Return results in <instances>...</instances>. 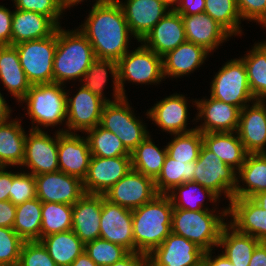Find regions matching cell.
Returning <instances> with one entry per match:
<instances>
[{
	"instance_id": "cell-23",
	"label": "cell",
	"mask_w": 266,
	"mask_h": 266,
	"mask_svg": "<svg viewBox=\"0 0 266 266\" xmlns=\"http://www.w3.org/2000/svg\"><path fill=\"white\" fill-rule=\"evenodd\" d=\"M227 209L229 216L233 217L230 222L232 227L266 242V210L252 198H232Z\"/></svg>"
},
{
	"instance_id": "cell-3",
	"label": "cell",
	"mask_w": 266,
	"mask_h": 266,
	"mask_svg": "<svg viewBox=\"0 0 266 266\" xmlns=\"http://www.w3.org/2000/svg\"><path fill=\"white\" fill-rule=\"evenodd\" d=\"M96 59L91 43L79 30L66 31L57 27V46L53 60V82L81 81Z\"/></svg>"
},
{
	"instance_id": "cell-20",
	"label": "cell",
	"mask_w": 266,
	"mask_h": 266,
	"mask_svg": "<svg viewBox=\"0 0 266 266\" xmlns=\"http://www.w3.org/2000/svg\"><path fill=\"white\" fill-rule=\"evenodd\" d=\"M117 1L123 9L131 36L138 42L171 10L161 0Z\"/></svg>"
},
{
	"instance_id": "cell-36",
	"label": "cell",
	"mask_w": 266,
	"mask_h": 266,
	"mask_svg": "<svg viewBox=\"0 0 266 266\" xmlns=\"http://www.w3.org/2000/svg\"><path fill=\"white\" fill-rule=\"evenodd\" d=\"M195 168L196 161H176L167 154L161 172L154 180L156 192L167 195L176 186L193 181Z\"/></svg>"
},
{
	"instance_id": "cell-4",
	"label": "cell",
	"mask_w": 266,
	"mask_h": 266,
	"mask_svg": "<svg viewBox=\"0 0 266 266\" xmlns=\"http://www.w3.org/2000/svg\"><path fill=\"white\" fill-rule=\"evenodd\" d=\"M214 211L199 210L190 211L173 209L172 233L184 237L195 243L203 251H212L218 247L223 227L227 224L223 216L228 215V209L221 212V216L215 215Z\"/></svg>"
},
{
	"instance_id": "cell-22",
	"label": "cell",
	"mask_w": 266,
	"mask_h": 266,
	"mask_svg": "<svg viewBox=\"0 0 266 266\" xmlns=\"http://www.w3.org/2000/svg\"><path fill=\"white\" fill-rule=\"evenodd\" d=\"M199 111L196 120H204L196 130L202 133L236 132L239 125L240 109L210 96V99L194 101Z\"/></svg>"
},
{
	"instance_id": "cell-12",
	"label": "cell",
	"mask_w": 266,
	"mask_h": 266,
	"mask_svg": "<svg viewBox=\"0 0 266 266\" xmlns=\"http://www.w3.org/2000/svg\"><path fill=\"white\" fill-rule=\"evenodd\" d=\"M158 193L154 180L135 170L129 171L105 194V198L129 210L150 202Z\"/></svg>"
},
{
	"instance_id": "cell-11",
	"label": "cell",
	"mask_w": 266,
	"mask_h": 266,
	"mask_svg": "<svg viewBox=\"0 0 266 266\" xmlns=\"http://www.w3.org/2000/svg\"><path fill=\"white\" fill-rule=\"evenodd\" d=\"M56 138L47 135L38 126L30 129L25 140L24 159L21 166L31 169L32 175L59 171L58 131Z\"/></svg>"
},
{
	"instance_id": "cell-40",
	"label": "cell",
	"mask_w": 266,
	"mask_h": 266,
	"mask_svg": "<svg viewBox=\"0 0 266 266\" xmlns=\"http://www.w3.org/2000/svg\"><path fill=\"white\" fill-rule=\"evenodd\" d=\"M196 192L199 194H197ZM200 193L204 198H206L207 195L209 201L215 203L217 202V199H219V197L210 189L205 188L201 184L194 181L185 182L179 186H176L167 195L170 197L174 209H183L190 211H199L205 209L210 210L208 208H202L204 206V200L201 199ZM199 197L200 199H198Z\"/></svg>"
},
{
	"instance_id": "cell-10",
	"label": "cell",
	"mask_w": 266,
	"mask_h": 266,
	"mask_svg": "<svg viewBox=\"0 0 266 266\" xmlns=\"http://www.w3.org/2000/svg\"><path fill=\"white\" fill-rule=\"evenodd\" d=\"M194 182L210 189L218 197L225 193L230 201L237 186V172L231 166L222 162L219 157L209 151L204 145L196 160Z\"/></svg>"
},
{
	"instance_id": "cell-41",
	"label": "cell",
	"mask_w": 266,
	"mask_h": 266,
	"mask_svg": "<svg viewBox=\"0 0 266 266\" xmlns=\"http://www.w3.org/2000/svg\"><path fill=\"white\" fill-rule=\"evenodd\" d=\"M86 133L92 156L103 158L131 156L119 137L99 124Z\"/></svg>"
},
{
	"instance_id": "cell-39",
	"label": "cell",
	"mask_w": 266,
	"mask_h": 266,
	"mask_svg": "<svg viewBox=\"0 0 266 266\" xmlns=\"http://www.w3.org/2000/svg\"><path fill=\"white\" fill-rule=\"evenodd\" d=\"M250 91L256 100L266 99V41L255 44L244 58Z\"/></svg>"
},
{
	"instance_id": "cell-47",
	"label": "cell",
	"mask_w": 266,
	"mask_h": 266,
	"mask_svg": "<svg viewBox=\"0 0 266 266\" xmlns=\"http://www.w3.org/2000/svg\"><path fill=\"white\" fill-rule=\"evenodd\" d=\"M18 266H57L46 247L39 240L25 241L21 248Z\"/></svg>"
},
{
	"instance_id": "cell-1",
	"label": "cell",
	"mask_w": 266,
	"mask_h": 266,
	"mask_svg": "<svg viewBox=\"0 0 266 266\" xmlns=\"http://www.w3.org/2000/svg\"><path fill=\"white\" fill-rule=\"evenodd\" d=\"M80 27L97 59L118 62L129 51L131 32L117 0L95 3Z\"/></svg>"
},
{
	"instance_id": "cell-34",
	"label": "cell",
	"mask_w": 266,
	"mask_h": 266,
	"mask_svg": "<svg viewBox=\"0 0 266 266\" xmlns=\"http://www.w3.org/2000/svg\"><path fill=\"white\" fill-rule=\"evenodd\" d=\"M40 241L57 266H69L85 250V244L72 230L48 235Z\"/></svg>"
},
{
	"instance_id": "cell-48",
	"label": "cell",
	"mask_w": 266,
	"mask_h": 266,
	"mask_svg": "<svg viewBox=\"0 0 266 266\" xmlns=\"http://www.w3.org/2000/svg\"><path fill=\"white\" fill-rule=\"evenodd\" d=\"M37 197L36 182L31 173H13L9 201L15 206Z\"/></svg>"
},
{
	"instance_id": "cell-43",
	"label": "cell",
	"mask_w": 266,
	"mask_h": 266,
	"mask_svg": "<svg viewBox=\"0 0 266 266\" xmlns=\"http://www.w3.org/2000/svg\"><path fill=\"white\" fill-rule=\"evenodd\" d=\"M205 14L220 24L231 36L241 34V16L236 0H205Z\"/></svg>"
},
{
	"instance_id": "cell-56",
	"label": "cell",
	"mask_w": 266,
	"mask_h": 266,
	"mask_svg": "<svg viewBox=\"0 0 266 266\" xmlns=\"http://www.w3.org/2000/svg\"><path fill=\"white\" fill-rule=\"evenodd\" d=\"M249 266H266V242H260L256 246Z\"/></svg>"
},
{
	"instance_id": "cell-44",
	"label": "cell",
	"mask_w": 266,
	"mask_h": 266,
	"mask_svg": "<svg viewBox=\"0 0 266 266\" xmlns=\"http://www.w3.org/2000/svg\"><path fill=\"white\" fill-rule=\"evenodd\" d=\"M175 138L166 146L167 154L176 161L194 162L198 159L203 145L202 132L174 134Z\"/></svg>"
},
{
	"instance_id": "cell-46",
	"label": "cell",
	"mask_w": 266,
	"mask_h": 266,
	"mask_svg": "<svg viewBox=\"0 0 266 266\" xmlns=\"http://www.w3.org/2000/svg\"><path fill=\"white\" fill-rule=\"evenodd\" d=\"M24 242L13 228L0 227V266H18Z\"/></svg>"
},
{
	"instance_id": "cell-53",
	"label": "cell",
	"mask_w": 266,
	"mask_h": 266,
	"mask_svg": "<svg viewBox=\"0 0 266 266\" xmlns=\"http://www.w3.org/2000/svg\"><path fill=\"white\" fill-rule=\"evenodd\" d=\"M16 206L9 200L0 202V227L13 228Z\"/></svg>"
},
{
	"instance_id": "cell-59",
	"label": "cell",
	"mask_w": 266,
	"mask_h": 266,
	"mask_svg": "<svg viewBox=\"0 0 266 266\" xmlns=\"http://www.w3.org/2000/svg\"><path fill=\"white\" fill-rule=\"evenodd\" d=\"M11 108L8 107L5 99L0 93V123L5 122L10 118Z\"/></svg>"
},
{
	"instance_id": "cell-45",
	"label": "cell",
	"mask_w": 266,
	"mask_h": 266,
	"mask_svg": "<svg viewBox=\"0 0 266 266\" xmlns=\"http://www.w3.org/2000/svg\"><path fill=\"white\" fill-rule=\"evenodd\" d=\"M84 251L98 266L112 265L130 253L123 246L101 238L86 243Z\"/></svg>"
},
{
	"instance_id": "cell-31",
	"label": "cell",
	"mask_w": 266,
	"mask_h": 266,
	"mask_svg": "<svg viewBox=\"0 0 266 266\" xmlns=\"http://www.w3.org/2000/svg\"><path fill=\"white\" fill-rule=\"evenodd\" d=\"M240 181L245 182L246 187L239 186L237 180L233 198H252L261 191H266V153L247 154L242 167L237 172ZM248 187V188H247Z\"/></svg>"
},
{
	"instance_id": "cell-49",
	"label": "cell",
	"mask_w": 266,
	"mask_h": 266,
	"mask_svg": "<svg viewBox=\"0 0 266 266\" xmlns=\"http://www.w3.org/2000/svg\"><path fill=\"white\" fill-rule=\"evenodd\" d=\"M15 8L23 11H33L49 17L57 26L61 13L65 10L61 0H14Z\"/></svg>"
},
{
	"instance_id": "cell-14",
	"label": "cell",
	"mask_w": 266,
	"mask_h": 266,
	"mask_svg": "<svg viewBox=\"0 0 266 266\" xmlns=\"http://www.w3.org/2000/svg\"><path fill=\"white\" fill-rule=\"evenodd\" d=\"M37 198L43 202L74 205L84 194L83 181L62 171L35 175Z\"/></svg>"
},
{
	"instance_id": "cell-58",
	"label": "cell",
	"mask_w": 266,
	"mask_h": 266,
	"mask_svg": "<svg viewBox=\"0 0 266 266\" xmlns=\"http://www.w3.org/2000/svg\"><path fill=\"white\" fill-rule=\"evenodd\" d=\"M69 266H98V265L84 251Z\"/></svg>"
},
{
	"instance_id": "cell-61",
	"label": "cell",
	"mask_w": 266,
	"mask_h": 266,
	"mask_svg": "<svg viewBox=\"0 0 266 266\" xmlns=\"http://www.w3.org/2000/svg\"><path fill=\"white\" fill-rule=\"evenodd\" d=\"M83 0H61V4L63 6L64 9L66 8H70L71 6H74L75 4L80 3ZM108 1H112V0H96L95 3H103V2H108Z\"/></svg>"
},
{
	"instance_id": "cell-62",
	"label": "cell",
	"mask_w": 266,
	"mask_h": 266,
	"mask_svg": "<svg viewBox=\"0 0 266 266\" xmlns=\"http://www.w3.org/2000/svg\"><path fill=\"white\" fill-rule=\"evenodd\" d=\"M163 3H165L168 7L170 6H172V5H174V3H175V5H176V3L177 4H179V2H180V0H161Z\"/></svg>"
},
{
	"instance_id": "cell-27",
	"label": "cell",
	"mask_w": 266,
	"mask_h": 266,
	"mask_svg": "<svg viewBox=\"0 0 266 266\" xmlns=\"http://www.w3.org/2000/svg\"><path fill=\"white\" fill-rule=\"evenodd\" d=\"M11 45L47 38L57 29V25L47 16L33 11L16 9L12 18Z\"/></svg>"
},
{
	"instance_id": "cell-25",
	"label": "cell",
	"mask_w": 266,
	"mask_h": 266,
	"mask_svg": "<svg viewBox=\"0 0 266 266\" xmlns=\"http://www.w3.org/2000/svg\"><path fill=\"white\" fill-rule=\"evenodd\" d=\"M187 99L180 94H174L157 102L148 112L147 116L156 125L173 134L189 133L196 128L186 129L187 125Z\"/></svg>"
},
{
	"instance_id": "cell-52",
	"label": "cell",
	"mask_w": 266,
	"mask_h": 266,
	"mask_svg": "<svg viewBox=\"0 0 266 266\" xmlns=\"http://www.w3.org/2000/svg\"><path fill=\"white\" fill-rule=\"evenodd\" d=\"M180 15L202 14L205 10V0H180L173 8Z\"/></svg>"
},
{
	"instance_id": "cell-30",
	"label": "cell",
	"mask_w": 266,
	"mask_h": 266,
	"mask_svg": "<svg viewBox=\"0 0 266 266\" xmlns=\"http://www.w3.org/2000/svg\"><path fill=\"white\" fill-rule=\"evenodd\" d=\"M0 79L18 102H21L30 89L31 84L26 78L14 45L0 46Z\"/></svg>"
},
{
	"instance_id": "cell-2",
	"label": "cell",
	"mask_w": 266,
	"mask_h": 266,
	"mask_svg": "<svg viewBox=\"0 0 266 266\" xmlns=\"http://www.w3.org/2000/svg\"><path fill=\"white\" fill-rule=\"evenodd\" d=\"M173 205L168 195L158 194L132 210L134 252L147 256L172 232Z\"/></svg>"
},
{
	"instance_id": "cell-19",
	"label": "cell",
	"mask_w": 266,
	"mask_h": 266,
	"mask_svg": "<svg viewBox=\"0 0 266 266\" xmlns=\"http://www.w3.org/2000/svg\"><path fill=\"white\" fill-rule=\"evenodd\" d=\"M256 100L240 110L237 133L248 154L266 153V103Z\"/></svg>"
},
{
	"instance_id": "cell-13",
	"label": "cell",
	"mask_w": 266,
	"mask_h": 266,
	"mask_svg": "<svg viewBox=\"0 0 266 266\" xmlns=\"http://www.w3.org/2000/svg\"><path fill=\"white\" fill-rule=\"evenodd\" d=\"M132 170L131 156L103 158L92 156L83 189L88 194H105Z\"/></svg>"
},
{
	"instance_id": "cell-29",
	"label": "cell",
	"mask_w": 266,
	"mask_h": 266,
	"mask_svg": "<svg viewBox=\"0 0 266 266\" xmlns=\"http://www.w3.org/2000/svg\"><path fill=\"white\" fill-rule=\"evenodd\" d=\"M237 132L202 133L203 145L226 165L239 170L245 162L247 151L243 143L234 134Z\"/></svg>"
},
{
	"instance_id": "cell-54",
	"label": "cell",
	"mask_w": 266,
	"mask_h": 266,
	"mask_svg": "<svg viewBox=\"0 0 266 266\" xmlns=\"http://www.w3.org/2000/svg\"><path fill=\"white\" fill-rule=\"evenodd\" d=\"M109 266H150V261L144 253L130 252L122 260Z\"/></svg>"
},
{
	"instance_id": "cell-21",
	"label": "cell",
	"mask_w": 266,
	"mask_h": 266,
	"mask_svg": "<svg viewBox=\"0 0 266 266\" xmlns=\"http://www.w3.org/2000/svg\"><path fill=\"white\" fill-rule=\"evenodd\" d=\"M185 41L187 39L182 16L171 9L140 42L162 57Z\"/></svg>"
},
{
	"instance_id": "cell-26",
	"label": "cell",
	"mask_w": 266,
	"mask_h": 266,
	"mask_svg": "<svg viewBox=\"0 0 266 266\" xmlns=\"http://www.w3.org/2000/svg\"><path fill=\"white\" fill-rule=\"evenodd\" d=\"M186 39L211 52L231 35L208 14L181 15Z\"/></svg>"
},
{
	"instance_id": "cell-16",
	"label": "cell",
	"mask_w": 266,
	"mask_h": 266,
	"mask_svg": "<svg viewBox=\"0 0 266 266\" xmlns=\"http://www.w3.org/2000/svg\"><path fill=\"white\" fill-rule=\"evenodd\" d=\"M100 238L134 252L132 210L107 200L103 194Z\"/></svg>"
},
{
	"instance_id": "cell-63",
	"label": "cell",
	"mask_w": 266,
	"mask_h": 266,
	"mask_svg": "<svg viewBox=\"0 0 266 266\" xmlns=\"http://www.w3.org/2000/svg\"><path fill=\"white\" fill-rule=\"evenodd\" d=\"M195 266H210L204 259H202L197 265Z\"/></svg>"
},
{
	"instance_id": "cell-8",
	"label": "cell",
	"mask_w": 266,
	"mask_h": 266,
	"mask_svg": "<svg viewBox=\"0 0 266 266\" xmlns=\"http://www.w3.org/2000/svg\"><path fill=\"white\" fill-rule=\"evenodd\" d=\"M211 97L240 110L247 106V102L256 101L250 91L246 66L241 58L226 62L215 74L211 84Z\"/></svg>"
},
{
	"instance_id": "cell-5",
	"label": "cell",
	"mask_w": 266,
	"mask_h": 266,
	"mask_svg": "<svg viewBox=\"0 0 266 266\" xmlns=\"http://www.w3.org/2000/svg\"><path fill=\"white\" fill-rule=\"evenodd\" d=\"M63 88V84L55 82L30 86L21 101L27 104V114L33 123L54 127L67 118V92Z\"/></svg>"
},
{
	"instance_id": "cell-17",
	"label": "cell",
	"mask_w": 266,
	"mask_h": 266,
	"mask_svg": "<svg viewBox=\"0 0 266 266\" xmlns=\"http://www.w3.org/2000/svg\"><path fill=\"white\" fill-rule=\"evenodd\" d=\"M77 133L58 131L59 171L83 181L92 157L88 140Z\"/></svg>"
},
{
	"instance_id": "cell-50",
	"label": "cell",
	"mask_w": 266,
	"mask_h": 266,
	"mask_svg": "<svg viewBox=\"0 0 266 266\" xmlns=\"http://www.w3.org/2000/svg\"><path fill=\"white\" fill-rule=\"evenodd\" d=\"M241 18L257 21L266 27V0H236Z\"/></svg>"
},
{
	"instance_id": "cell-6",
	"label": "cell",
	"mask_w": 266,
	"mask_h": 266,
	"mask_svg": "<svg viewBox=\"0 0 266 266\" xmlns=\"http://www.w3.org/2000/svg\"><path fill=\"white\" fill-rule=\"evenodd\" d=\"M20 64L31 85L53 82V60L57 46V29L47 38L14 45Z\"/></svg>"
},
{
	"instance_id": "cell-57",
	"label": "cell",
	"mask_w": 266,
	"mask_h": 266,
	"mask_svg": "<svg viewBox=\"0 0 266 266\" xmlns=\"http://www.w3.org/2000/svg\"><path fill=\"white\" fill-rule=\"evenodd\" d=\"M211 250L206 251L204 253L203 259L210 265V266H234L230 260L222 253L221 255L212 259L211 257Z\"/></svg>"
},
{
	"instance_id": "cell-37",
	"label": "cell",
	"mask_w": 266,
	"mask_h": 266,
	"mask_svg": "<svg viewBox=\"0 0 266 266\" xmlns=\"http://www.w3.org/2000/svg\"><path fill=\"white\" fill-rule=\"evenodd\" d=\"M42 202L36 197L16 206L13 230L24 241H40Z\"/></svg>"
},
{
	"instance_id": "cell-18",
	"label": "cell",
	"mask_w": 266,
	"mask_h": 266,
	"mask_svg": "<svg viewBox=\"0 0 266 266\" xmlns=\"http://www.w3.org/2000/svg\"><path fill=\"white\" fill-rule=\"evenodd\" d=\"M204 253L195 243L171 232L147 257L150 266H195Z\"/></svg>"
},
{
	"instance_id": "cell-32",
	"label": "cell",
	"mask_w": 266,
	"mask_h": 266,
	"mask_svg": "<svg viewBox=\"0 0 266 266\" xmlns=\"http://www.w3.org/2000/svg\"><path fill=\"white\" fill-rule=\"evenodd\" d=\"M260 242L253 236L238 232L227 223L222 229L218 247L224 248L222 253L234 266H249L252 254Z\"/></svg>"
},
{
	"instance_id": "cell-38",
	"label": "cell",
	"mask_w": 266,
	"mask_h": 266,
	"mask_svg": "<svg viewBox=\"0 0 266 266\" xmlns=\"http://www.w3.org/2000/svg\"><path fill=\"white\" fill-rule=\"evenodd\" d=\"M113 76V83H114V99L115 101L118 99L123 98L122 93L119 88L118 84V62L114 60H106V59H95L87 71L85 72L82 81H85L83 86L90 90L92 93L100 96L103 98L106 102H111L110 99H106L104 97L103 88L105 86V83L107 81V74L108 71Z\"/></svg>"
},
{
	"instance_id": "cell-7",
	"label": "cell",
	"mask_w": 266,
	"mask_h": 266,
	"mask_svg": "<svg viewBox=\"0 0 266 266\" xmlns=\"http://www.w3.org/2000/svg\"><path fill=\"white\" fill-rule=\"evenodd\" d=\"M99 125L118 136L130 153L149 135L132 113L126 97L105 103Z\"/></svg>"
},
{
	"instance_id": "cell-28",
	"label": "cell",
	"mask_w": 266,
	"mask_h": 266,
	"mask_svg": "<svg viewBox=\"0 0 266 266\" xmlns=\"http://www.w3.org/2000/svg\"><path fill=\"white\" fill-rule=\"evenodd\" d=\"M209 52L203 47L185 41L174 50L162 56L163 75L182 77L197 69L208 56Z\"/></svg>"
},
{
	"instance_id": "cell-33",
	"label": "cell",
	"mask_w": 266,
	"mask_h": 266,
	"mask_svg": "<svg viewBox=\"0 0 266 266\" xmlns=\"http://www.w3.org/2000/svg\"><path fill=\"white\" fill-rule=\"evenodd\" d=\"M26 137L19 120L0 123V167L22 165Z\"/></svg>"
},
{
	"instance_id": "cell-55",
	"label": "cell",
	"mask_w": 266,
	"mask_h": 266,
	"mask_svg": "<svg viewBox=\"0 0 266 266\" xmlns=\"http://www.w3.org/2000/svg\"><path fill=\"white\" fill-rule=\"evenodd\" d=\"M4 170L5 167H0V202L9 200L13 183V173Z\"/></svg>"
},
{
	"instance_id": "cell-9",
	"label": "cell",
	"mask_w": 266,
	"mask_h": 266,
	"mask_svg": "<svg viewBox=\"0 0 266 266\" xmlns=\"http://www.w3.org/2000/svg\"><path fill=\"white\" fill-rule=\"evenodd\" d=\"M162 79H164L162 57L144 45L132 52L128 51L118 61V84L123 97H126L125 81L158 84Z\"/></svg>"
},
{
	"instance_id": "cell-15",
	"label": "cell",
	"mask_w": 266,
	"mask_h": 266,
	"mask_svg": "<svg viewBox=\"0 0 266 266\" xmlns=\"http://www.w3.org/2000/svg\"><path fill=\"white\" fill-rule=\"evenodd\" d=\"M67 94V121L66 125L70 130H64L66 133H75V131H87L93 129L100 123L103 106L106 101L100 96L92 93L81 85L74 98ZM73 130L74 132H71Z\"/></svg>"
},
{
	"instance_id": "cell-42",
	"label": "cell",
	"mask_w": 266,
	"mask_h": 266,
	"mask_svg": "<svg viewBox=\"0 0 266 266\" xmlns=\"http://www.w3.org/2000/svg\"><path fill=\"white\" fill-rule=\"evenodd\" d=\"M41 215L40 240L54 233L72 230V205L43 202Z\"/></svg>"
},
{
	"instance_id": "cell-60",
	"label": "cell",
	"mask_w": 266,
	"mask_h": 266,
	"mask_svg": "<svg viewBox=\"0 0 266 266\" xmlns=\"http://www.w3.org/2000/svg\"><path fill=\"white\" fill-rule=\"evenodd\" d=\"M252 199L264 210H266V191H261L254 195Z\"/></svg>"
},
{
	"instance_id": "cell-51",
	"label": "cell",
	"mask_w": 266,
	"mask_h": 266,
	"mask_svg": "<svg viewBox=\"0 0 266 266\" xmlns=\"http://www.w3.org/2000/svg\"><path fill=\"white\" fill-rule=\"evenodd\" d=\"M13 12L0 5V46L11 45Z\"/></svg>"
},
{
	"instance_id": "cell-35",
	"label": "cell",
	"mask_w": 266,
	"mask_h": 266,
	"mask_svg": "<svg viewBox=\"0 0 266 266\" xmlns=\"http://www.w3.org/2000/svg\"><path fill=\"white\" fill-rule=\"evenodd\" d=\"M167 148L159 149L150 134L131 152L132 169L155 180L161 172Z\"/></svg>"
},
{
	"instance_id": "cell-24",
	"label": "cell",
	"mask_w": 266,
	"mask_h": 266,
	"mask_svg": "<svg viewBox=\"0 0 266 266\" xmlns=\"http://www.w3.org/2000/svg\"><path fill=\"white\" fill-rule=\"evenodd\" d=\"M103 194L85 193L74 205L72 231L86 244L100 238Z\"/></svg>"
}]
</instances>
